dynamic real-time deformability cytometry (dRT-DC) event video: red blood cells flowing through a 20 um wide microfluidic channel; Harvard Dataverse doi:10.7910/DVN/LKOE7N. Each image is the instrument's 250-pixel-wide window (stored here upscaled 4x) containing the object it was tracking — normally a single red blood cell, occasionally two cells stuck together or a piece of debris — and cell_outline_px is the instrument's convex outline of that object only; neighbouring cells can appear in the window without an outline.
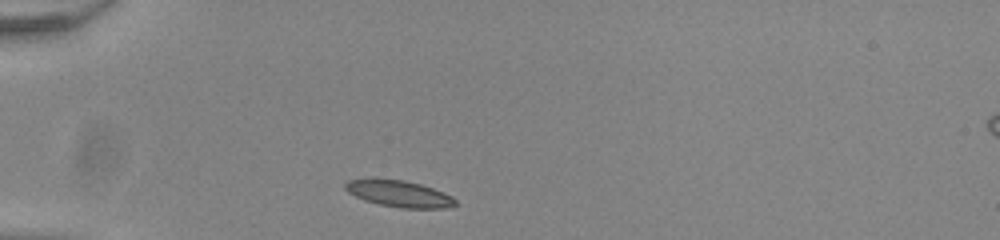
{"species": "common noctule bat (a hibernating species)", "species_latin": "Nyctalus noctula", "temperature_condition": "room temperature", "stored_images_in_passage": 32, "camera_frame_rate_fps": 3000, "um_per_image_px": 0.085, "animal": {"sex": "male", "body_mass_g": 20.0, "forearm_length_mm": 53.3}, "frame": {"image": 1, "passage_image": 1, "time_ms": 0.0, "image_size_px": [1000, 240], "cell_outline_px": [[456, 204], [448, 208], [404, 208], [380, 204], [364, 200], [348, 192], [344, 188], [344, 184], [348, 180], [372, 176], [404, 180], [420, 184], [432, 188], [452, 196], [456, 200]], "centroid_in_image_um": [33.86, 16.42], "position_along_channel_um": 51.1, "area_um2": 17.34}}
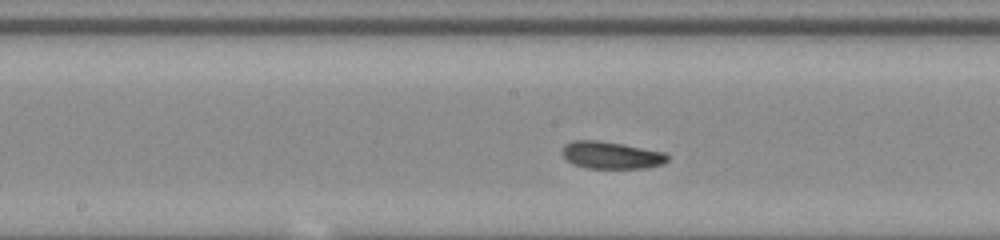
{"frame": {"image": 2, "passage_image": 14, "time_ms": 4.333, "image_size_px": [1000, 240], "cell_outline_px": [[668, 160], [660, 164], [648, 168], [584, 168], [572, 164], [564, 156], [564, 144], [572, 140], [600, 140], [624, 144], [664, 152], [668, 156]], "centroid_in_image_um": [51.95, 13.18], "position_along_channel_um": 196.3, "area_um2": 16.7}}
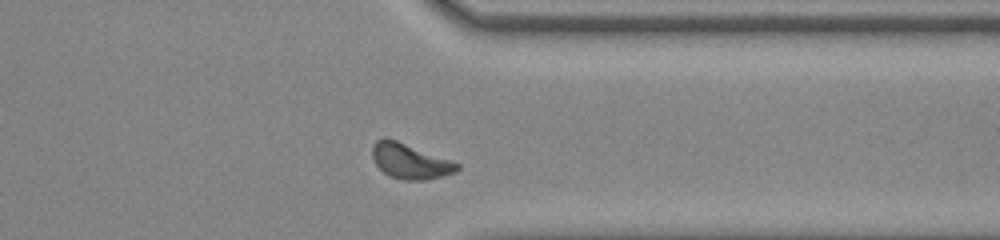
{"frame": {"image": 3, "passage_image": 28, "time_ms": 9.0, "image_size_px": [1000, 240], "cell_outline_px": [[460, 168], [456, 172], [444, 176], [424, 180], [404, 180], [388, 176], [376, 164], [372, 156], [372, 148], [376, 140], [384, 136], [388, 136], [452, 160], [460, 164]], "centroid_in_image_um": [34.86, 13.67], "position_along_channel_um": 376.5, "area_um2": 17.8}, "authors_computed_cell_mechanics": {"area_um2": 16.6753, "velocity_mm_per_s": 3.8875, "shape_relaxation_time_tau1_ms": 4.1997, "shape_relaxation_time_tau2_ms": null, "deformation_change_tau1": 0.1035, "deformation_change_tau2": null}}